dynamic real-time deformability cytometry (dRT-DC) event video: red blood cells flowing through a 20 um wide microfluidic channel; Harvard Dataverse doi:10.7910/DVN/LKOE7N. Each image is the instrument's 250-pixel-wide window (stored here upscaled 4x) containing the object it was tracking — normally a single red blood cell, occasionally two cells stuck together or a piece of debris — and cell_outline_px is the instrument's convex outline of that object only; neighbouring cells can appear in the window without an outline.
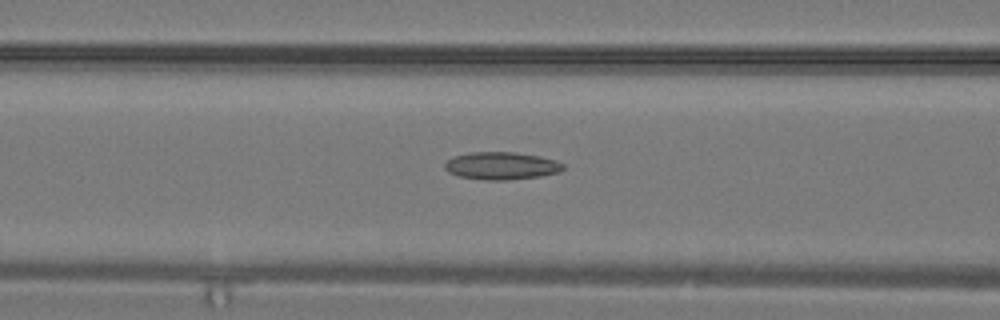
{"species": "common noctule bat (a hibernating species)", "species_latin": "Nyctalus noctula", "temperature_condition": "warm", "stored_images_in_passage": 27, "camera_frame_rate_fps": 3000, "um_per_image_px": 0.085, "animal": {"sex": "male", "body_mass_g": 19.2, "forearm_length_mm": 51.8}, "frame": {"image": 1, "passage_image": 9, "time_ms": 2.667, "image_size_px": [1000, 320], "cell_outline_px": [[564, 168], [560, 172], [540, 176], [508, 180], [484, 180], [460, 176], [448, 172], [444, 168], [444, 164], [452, 156], [468, 152], [516, 152], [540, 156], [556, 160], [564, 164]], "centroid_in_image_um": [42.62, 14.08], "position_along_channel_um": 124.0, "area_um2": 19.19}}
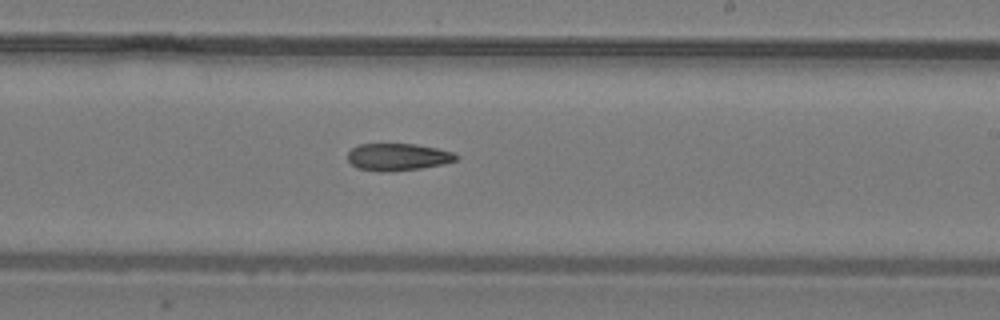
{"frame": {"image": 2, "passage_image": 15, "time_ms": 4.667, "image_size_px": [1000, 320], "cell_outline_px": [[460, 156], [456, 160], [444, 164], [420, 168], [388, 172], [380, 172], [356, 168], [348, 160], [348, 152], [352, 148], [360, 144], [416, 144], [436, 148], [452, 152]], "centroid_in_image_um": [33.81, 13.35], "position_along_channel_um": 255.2, "area_um2": 17.22}}
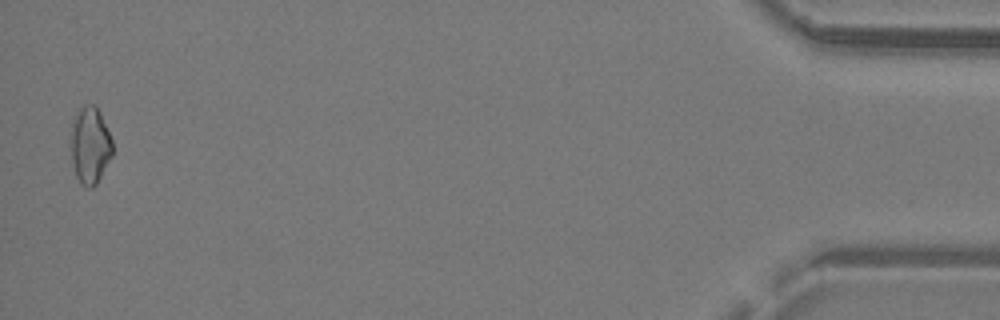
{"frame": {"image": 3, "passage_image": 27, "time_ms": 8.667, "image_size_px": [1000, 320], "cell_outline_px": [[112, 156], [96, 184], [92, 188], [88, 188], [80, 184], [76, 176], [72, 160], [72, 120], [80, 108], [84, 104], [96, 104], [100, 112], [112, 140]], "centroid_in_image_um": [7.66, 12.34], "position_along_channel_um": 427.5, "area_um2": 18.55}}